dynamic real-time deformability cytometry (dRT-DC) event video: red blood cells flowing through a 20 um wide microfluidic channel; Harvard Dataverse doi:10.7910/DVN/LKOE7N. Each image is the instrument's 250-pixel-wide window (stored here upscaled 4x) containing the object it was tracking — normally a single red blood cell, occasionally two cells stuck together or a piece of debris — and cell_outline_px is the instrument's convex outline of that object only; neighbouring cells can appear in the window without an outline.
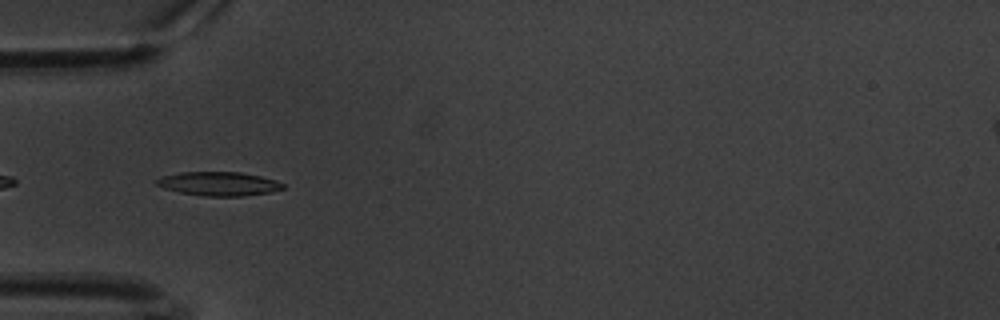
{"species": "common noctule bat (a hibernating species)", "species_latin": "Nyctalus noctula", "temperature_condition": "warm", "stored_images_in_passage": 5, "camera_frame_rate_fps": 3000, "um_per_image_px": 0.085, "animal": {"sex": "male", "body_mass_g": 20.1, "forearm_length_mm": 53.5}, "frame": {"image": 1, "passage_image": 2, "time_ms": 0.333, "image_size_px": [1000, 320], "cell_outline_px": [[284, 188], [272, 192], [244, 196], [204, 196], [180, 192], [164, 188], [156, 184], [156, 180], [164, 176], [180, 172], [240, 172], [260, 176], [276, 180], [284, 184]], "centroid_in_image_um": [18.63, 15.62], "position_along_channel_um": 66.4, "area_um2": 17.51}}